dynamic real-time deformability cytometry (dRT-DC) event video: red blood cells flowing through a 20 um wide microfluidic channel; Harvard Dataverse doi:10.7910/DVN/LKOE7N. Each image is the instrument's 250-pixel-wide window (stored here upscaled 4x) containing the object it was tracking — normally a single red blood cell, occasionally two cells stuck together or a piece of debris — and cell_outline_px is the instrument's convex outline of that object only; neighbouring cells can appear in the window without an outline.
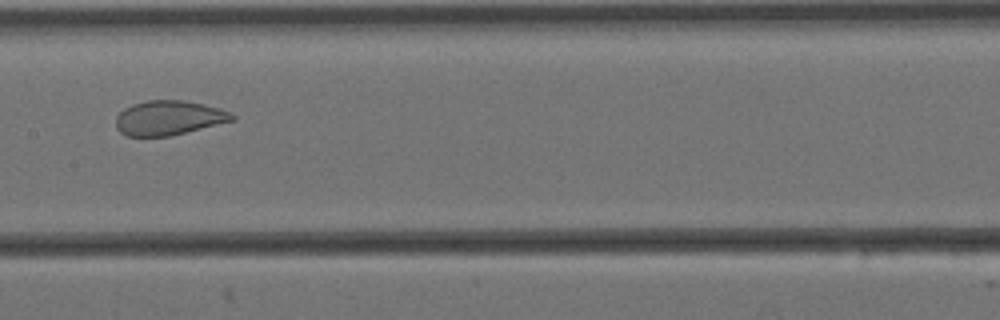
{"species": "Egyptian fruit bat (a non-hibernating species)", "species_latin": "Rousettus aegyptiacus", "temperature_condition": "cold", "stored_images_in_passage": 15, "camera_frame_rate_fps": 3000, "um_per_image_px": 0.085, "animal": {"sex": "female"}, "frame": {"image": 1, "passage_image": 7, "time_ms": 2.0, "image_size_px": [1000, 320], "cell_outline_px": [[236, 120], [168, 136], [128, 136], [120, 132], [116, 128], [116, 116], [124, 108], [132, 104], [144, 100], [184, 100], [204, 104], [220, 108], [232, 112], [236, 116]], "centroid_in_image_um": [14.36, 10.0], "position_along_channel_um": 193.0, "area_um2": 23.52}}
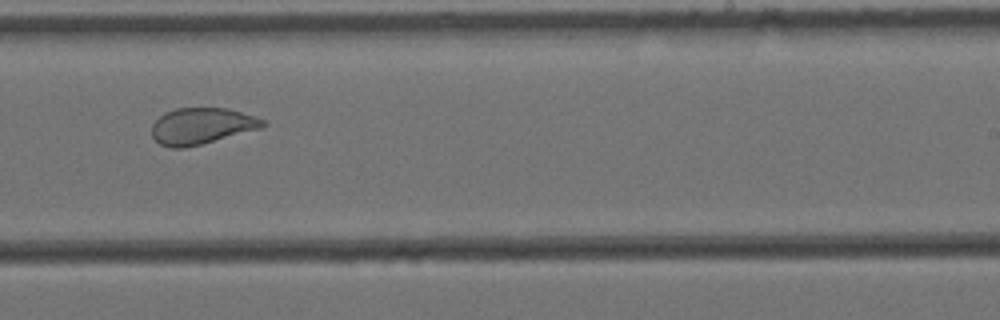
{"frame": {"image": 2, "passage_image": 9, "time_ms": 2.667, "image_size_px": [1000, 320], "cell_outline_px": [[268, 124], [264, 128], [184, 148], [168, 148], [160, 144], [152, 136], [152, 124], [164, 112], [176, 108], [228, 108], [264, 120]], "centroid_in_image_um": [17.14, 10.71], "position_along_channel_um": 271.9, "area_um2": 23.52}}